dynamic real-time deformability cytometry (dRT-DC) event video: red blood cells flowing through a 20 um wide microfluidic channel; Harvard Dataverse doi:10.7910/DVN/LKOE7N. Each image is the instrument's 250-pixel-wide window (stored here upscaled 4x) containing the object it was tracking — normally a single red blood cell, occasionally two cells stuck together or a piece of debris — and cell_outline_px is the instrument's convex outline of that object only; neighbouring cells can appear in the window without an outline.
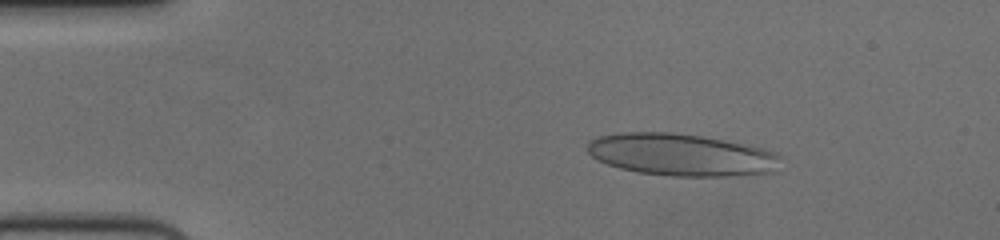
{"species": "human", "species_latin": "Homo sapiens", "temperature_condition": "cold", "stored_images_in_passage": 55, "camera_frame_rate_fps": 3000, "um_per_image_px": 0.085, "donor": {"sex": "female"}, "frame": {"image": 1, "passage_image": 9, "time_ms": 2.667, "image_size_px": [1000, 240], "cell_outline_px": [[780, 156], [768, 172], [728, 176], [672, 176], [636, 172], [620, 168], [608, 164], [592, 156], [588, 152], [588, 144], [592, 140], [600, 136], [624, 132], [672, 132], [700, 136], [764, 148], [776, 152]], "centroid_in_image_um": [57.84, 13.15], "position_along_channel_um": 27.2, "area_um2": 46.64}}
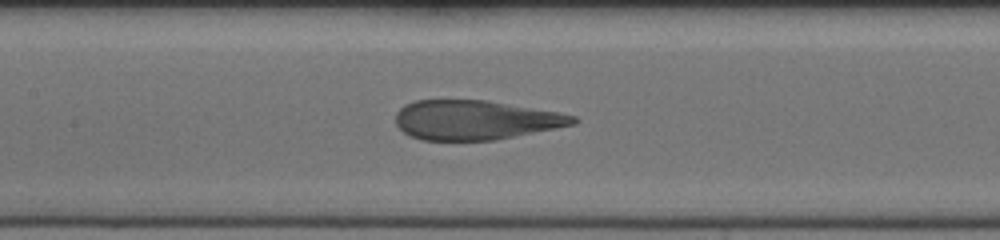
{"frame": {"image": 2, "passage_image": 26, "time_ms": 8.333, "image_size_px": [1000, 240], "cell_outline_px": [[580, 120], [576, 124], [496, 140], [424, 140], [412, 136], [404, 132], [396, 124], [396, 112], [404, 104], [416, 100], [488, 100], [560, 112], [576, 116]], "centroid_in_image_um": [40.44, 10.19], "position_along_channel_um": 167.0, "area_um2": 40.92}}
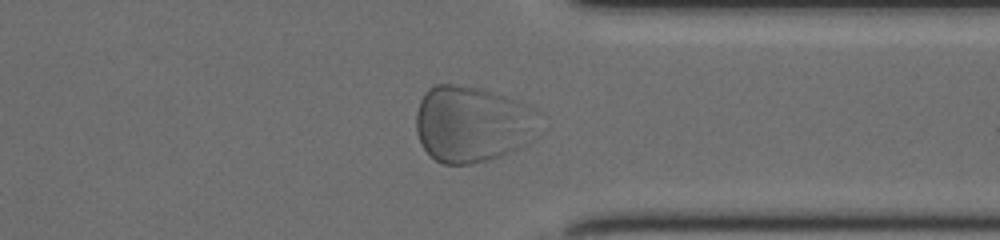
{"frame": {"image": 3, "passage_image": 43, "time_ms": 14.0, "image_size_px": [1000, 240], "cell_outline_px": [[544, 132], [540, 136], [516, 148], [488, 160], [468, 164], [440, 164], [420, 144], [416, 132], [416, 112], [420, 100], [424, 92], [428, 88], [436, 84], [456, 84], [484, 88], [528, 104], [536, 108], [540, 112]], "centroid_in_image_um": [40.21, 10.51], "position_along_channel_um": 371.2, "area_um2": 56.18}}